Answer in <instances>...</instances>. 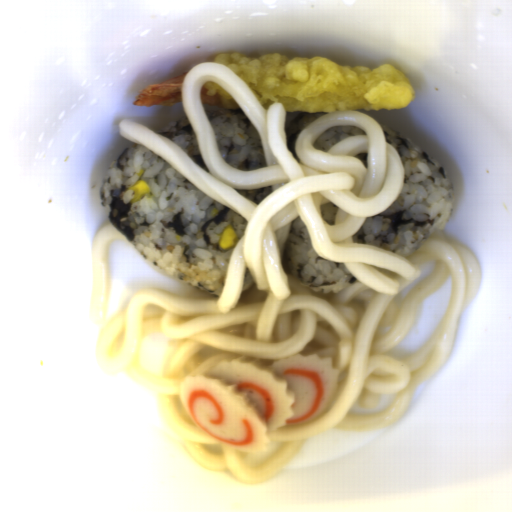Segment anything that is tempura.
Returning a JSON list of instances; mask_svg holds the SVG:
<instances>
[{
  "instance_id": "tempura-3",
  "label": "tempura",
  "mask_w": 512,
  "mask_h": 512,
  "mask_svg": "<svg viewBox=\"0 0 512 512\" xmlns=\"http://www.w3.org/2000/svg\"><path fill=\"white\" fill-rule=\"evenodd\" d=\"M199 98L203 106H211L215 110L229 108L240 109L233 96L222 86L213 81H207L202 84Z\"/></svg>"
},
{
  "instance_id": "tempura-1",
  "label": "tempura",
  "mask_w": 512,
  "mask_h": 512,
  "mask_svg": "<svg viewBox=\"0 0 512 512\" xmlns=\"http://www.w3.org/2000/svg\"><path fill=\"white\" fill-rule=\"evenodd\" d=\"M214 62L242 79L266 110L272 104H281L285 113L400 109L416 99L413 84L392 64L369 69L278 52H224L215 55Z\"/></svg>"
},
{
  "instance_id": "tempura-2",
  "label": "tempura",
  "mask_w": 512,
  "mask_h": 512,
  "mask_svg": "<svg viewBox=\"0 0 512 512\" xmlns=\"http://www.w3.org/2000/svg\"><path fill=\"white\" fill-rule=\"evenodd\" d=\"M188 72L160 83H151L135 97L134 106L172 107L183 103L182 83Z\"/></svg>"
}]
</instances>
